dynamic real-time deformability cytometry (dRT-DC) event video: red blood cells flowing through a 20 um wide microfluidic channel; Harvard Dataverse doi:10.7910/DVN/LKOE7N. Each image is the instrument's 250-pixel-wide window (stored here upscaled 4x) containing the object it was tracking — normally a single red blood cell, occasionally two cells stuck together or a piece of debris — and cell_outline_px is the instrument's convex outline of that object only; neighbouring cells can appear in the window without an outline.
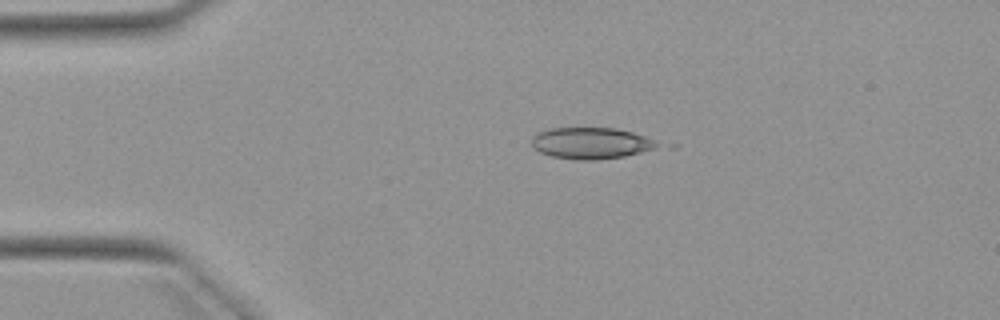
{"species": "Egyptian fruit bat (a non-hibernating species)", "species_latin": "Rousettus aegyptiacus", "temperature_condition": "warm", "stored_images_in_passage": 4, "camera_frame_rate_fps": 3000, "um_per_image_px": 0.085, "animal": {"sex": "female"}, "frame": {"image": 1, "passage_image": 3, "time_ms": 2.333, "image_size_px": [1000, 320], "cell_outline_px": [[660, 144], [656, 148], [624, 156], [596, 160], [576, 160], [552, 156], [540, 152], [532, 144], [532, 136], [548, 128], [616, 128], [632, 132], [644, 136]], "centroid_in_image_um": [50.21, 12.17], "position_along_channel_um": 34.8, "area_um2": 22.77}}